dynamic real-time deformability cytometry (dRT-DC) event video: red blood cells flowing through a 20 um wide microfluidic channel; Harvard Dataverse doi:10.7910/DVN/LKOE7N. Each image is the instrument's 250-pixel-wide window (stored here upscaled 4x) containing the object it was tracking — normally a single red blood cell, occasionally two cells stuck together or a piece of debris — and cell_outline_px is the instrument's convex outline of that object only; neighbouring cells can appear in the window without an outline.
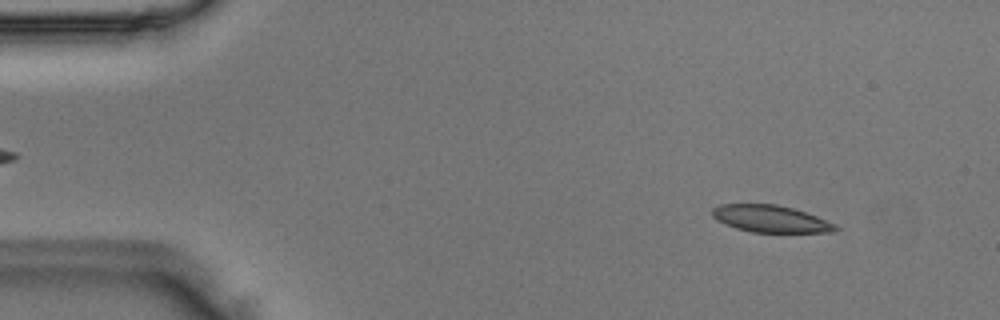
{"species": "Egyptian fruit bat (a non-hibernating species)", "species_latin": "Rousettus aegyptiacus", "temperature_condition": "room temperature", "stored_images_in_passage": 15, "camera_frame_rate_fps": 3000, "um_per_image_px": 0.085, "animal": {"sex": "male"}, "frame": {"image": 1, "passage_image": 5, "time_ms": 1.333, "image_size_px": [1000, 320], "cell_outline_px": [[840, 228], [836, 232], [752, 232], [736, 228], [716, 220], [712, 216], [712, 208], [720, 204], [776, 204], [792, 208], [816, 216], [836, 224]], "centroid_in_image_um": [65.5, 18.6], "position_along_channel_um": 19.5, "area_um2": 19.36}}